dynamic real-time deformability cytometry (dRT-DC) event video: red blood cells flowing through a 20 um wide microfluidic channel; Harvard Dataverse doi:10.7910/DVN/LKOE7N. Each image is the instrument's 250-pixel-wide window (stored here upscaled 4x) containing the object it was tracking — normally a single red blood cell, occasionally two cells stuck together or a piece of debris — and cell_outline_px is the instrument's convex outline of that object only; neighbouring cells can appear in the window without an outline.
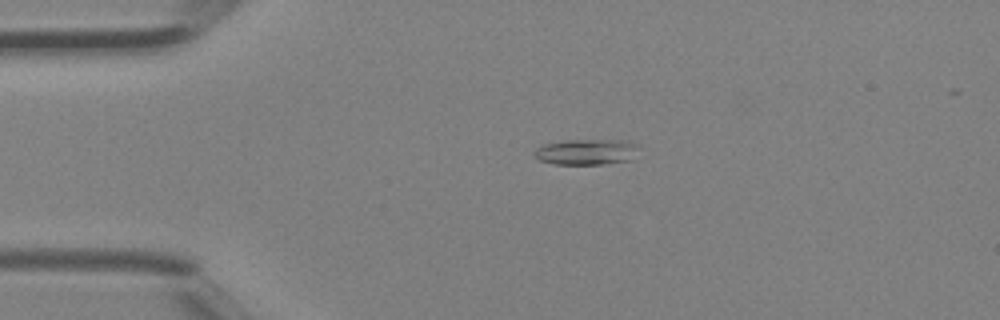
{"species": "Egyptian fruit bat (a non-hibernating species)", "species_latin": "Rousettus aegyptiacus", "temperature_condition": "room temperature", "stored_images_in_passage": 34, "camera_frame_rate_fps": 3000, "um_per_image_px": 0.085, "animal": {"sex": "female"}, "frame": {"image": 1, "passage_image": 2, "time_ms": 0.333, "image_size_px": [1000, 320], "cell_outline_px": [[640, 144], [628, 160], [604, 164], [552, 164], [540, 160], [532, 156], [532, 152], [536, 148], [544, 144], [564, 140], [628, 140]], "centroid_in_image_um": [49.78, 12.9], "position_along_channel_um": 35.2, "area_um2": 15.72}}
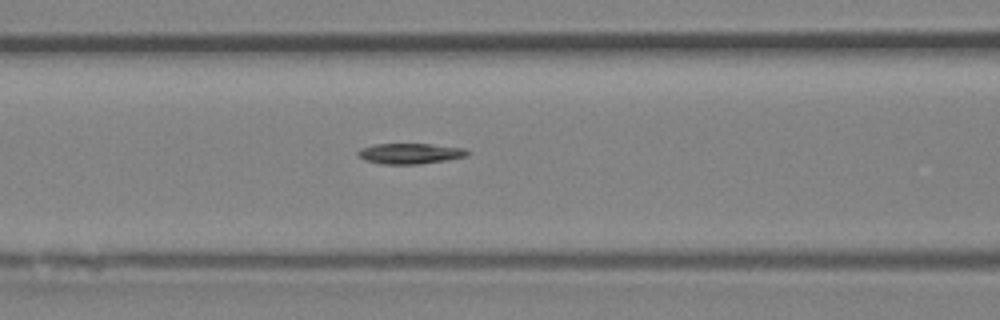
{"frame": {"image": 2, "passage_image": 10, "time_ms": 3.0, "image_size_px": [1000, 320], "cell_outline_px": [[468, 156], [420, 164], [380, 164], [364, 160], [356, 156], [356, 152], [360, 148], [376, 144], [432, 144], [464, 148], [468, 152]], "centroid_in_image_um": [34.79, 13.05], "position_along_channel_um": 131.8, "area_um2": 13.18}}
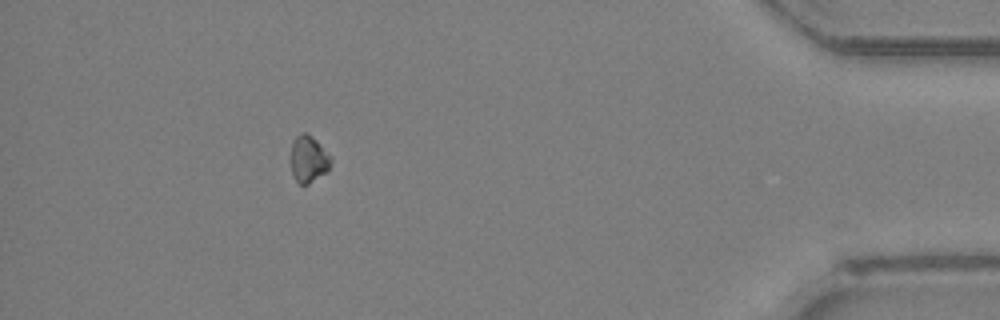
{"frame": {"image": 3, "passage_image": 30, "time_ms": 9.667, "image_size_px": [1000, 320], "cell_outline_px": [[332, 160], [328, 172], [308, 184], [300, 184], [296, 180], [292, 172], [288, 160], [288, 156], [292, 140], [300, 132], [308, 132], [332, 156]], "centroid_in_image_um": [26.19, 13.49], "position_along_channel_um": 409.0, "area_um2": 11.56}}